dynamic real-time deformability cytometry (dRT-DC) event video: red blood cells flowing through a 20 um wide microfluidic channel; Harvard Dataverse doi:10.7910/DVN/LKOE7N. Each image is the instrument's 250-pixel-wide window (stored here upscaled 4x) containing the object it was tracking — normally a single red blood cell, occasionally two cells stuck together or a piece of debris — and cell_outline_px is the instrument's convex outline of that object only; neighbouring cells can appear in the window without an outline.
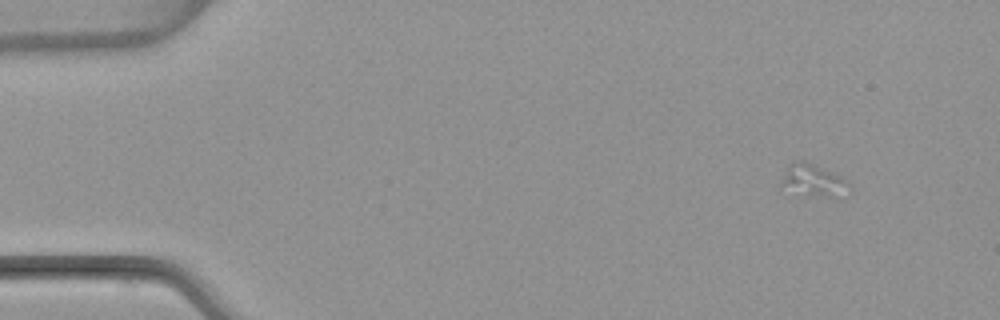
{"species": "common noctule bat (a hibernating species)", "species_latin": "Nyctalus noctula", "temperature_condition": "warm", "stored_images_in_passage": 4, "camera_frame_rate_fps": 3000, "um_per_image_px": 0.085, "animal": {"sex": "female", "body_mass_g": 22.7, "forearm_length_mm": 54.2}, "frame": {"image": 1, "passage_image": 1, "time_ms": 0.0, "image_size_px": [1000, 320], "cell_outline_px": [[848, 184], [828, 196], [808, 192], [780, 184], [788, 164], [796, 160], [804, 160], [832, 172], [848, 180]], "centroid_in_image_um": [69.04, 15.18], "position_along_channel_um": 16.0, "area_um2": 10.92}}